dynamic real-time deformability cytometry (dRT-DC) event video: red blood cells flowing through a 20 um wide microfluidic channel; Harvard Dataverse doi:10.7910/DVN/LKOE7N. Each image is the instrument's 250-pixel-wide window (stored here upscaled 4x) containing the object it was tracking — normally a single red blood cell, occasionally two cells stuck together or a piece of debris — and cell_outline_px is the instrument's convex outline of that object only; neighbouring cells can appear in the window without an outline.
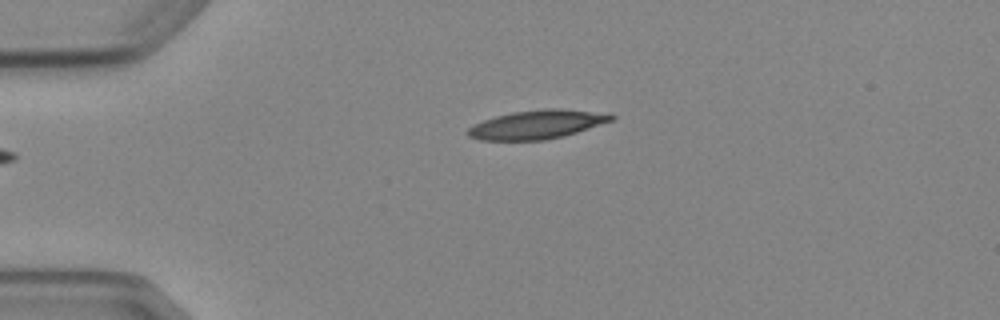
{"species": "Egyptian fruit bat (a non-hibernating species)", "species_latin": "Rousettus aegyptiacus", "temperature_condition": "cold", "stored_images_in_passage": 3, "camera_frame_rate_fps": 3000, "um_per_image_px": 0.085, "animal": {"sex": "female"}, "frame": {"image": 1, "passage_image": 1, "time_ms": 0.0, "image_size_px": [1000, 320], "cell_outline_px": [[616, 116], [612, 120], [564, 136], [544, 140], [480, 140], [468, 136], [464, 132], [472, 124], [496, 116], [512, 112], [544, 108], [560, 108], [612, 112]], "centroid_in_image_um": [45.67, 10.56], "position_along_channel_um": 39.3, "area_um2": 24.39}}
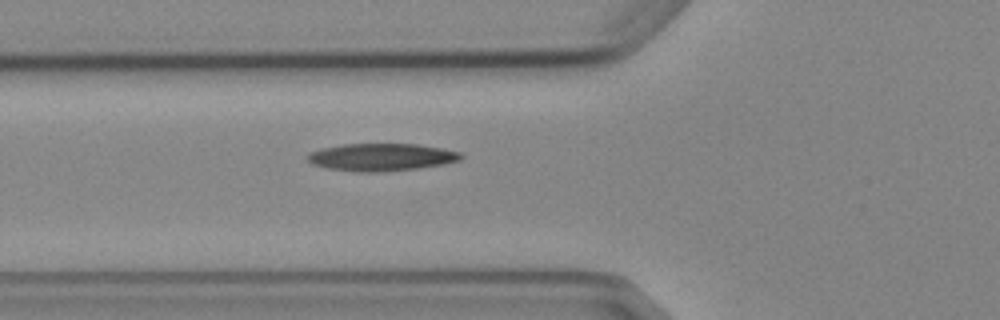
{"frame": {"image": 2, "passage_image": 3, "time_ms": 2.333, "image_size_px": [1000, 320], "cell_outline_px": [[464, 156], [460, 160], [444, 164], [420, 168], [380, 172], [356, 172], [324, 168], [312, 164], [304, 156], [308, 152], [320, 148], [344, 144], [416, 144], [440, 148], [460, 152]], "centroid_in_image_um": [32.35, 13.36], "position_along_channel_um": 93.4, "area_um2": 24.85}}